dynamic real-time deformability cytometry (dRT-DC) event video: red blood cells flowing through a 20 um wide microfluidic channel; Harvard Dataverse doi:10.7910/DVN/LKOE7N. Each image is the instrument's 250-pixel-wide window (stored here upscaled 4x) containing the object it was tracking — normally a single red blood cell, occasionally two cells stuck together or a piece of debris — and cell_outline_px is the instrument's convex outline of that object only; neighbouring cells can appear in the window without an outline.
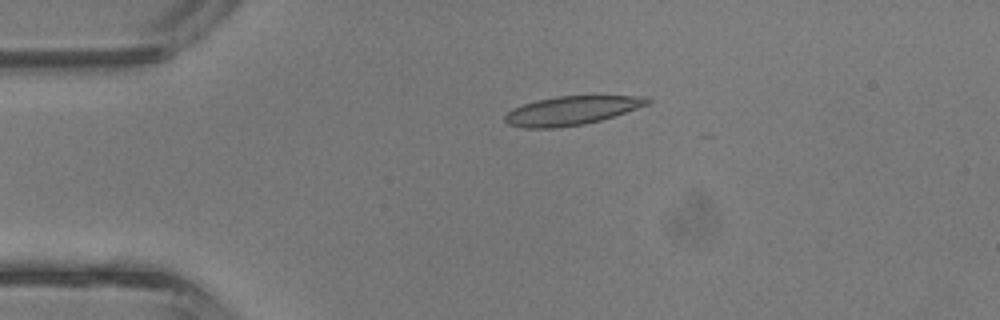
{"species": "common noctule bat (a hibernating species)", "species_latin": "Nyctalus noctula", "temperature_condition": "room temperature", "stored_images_in_passage": 9, "camera_frame_rate_fps": 3000, "um_per_image_px": 0.085, "animal": {"sex": "male", "body_mass_g": 13.3}, "frame": {"image": 1, "passage_image": 1, "time_ms": 0.0, "image_size_px": [1000, 320], "cell_outline_px": [[652, 104], [600, 120], [584, 124], [556, 128], [524, 128], [508, 124], [504, 120], [504, 116], [512, 108], [536, 100], [556, 96], [648, 96], [652, 100]], "centroid_in_image_um": [48.61, 9.39], "position_along_channel_um": 36.4, "area_um2": 24.04}}
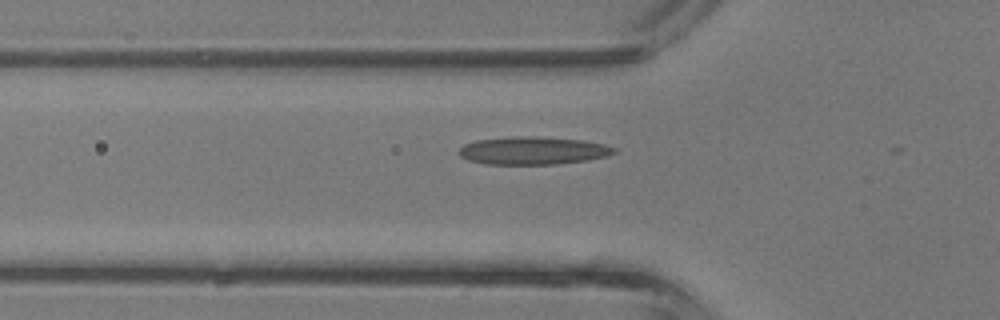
{"frame": {"image": 2, "passage_image": 6, "time_ms": 1.667, "image_size_px": [1000, 320], "cell_outline_px": [[616, 152], [608, 156], [588, 160], [556, 164], [484, 164], [468, 160], [460, 156], [456, 152], [464, 144], [476, 140], [520, 136], [536, 136], [584, 140], [604, 144], [616, 148]], "centroid_in_image_um": [45.3, 12.8], "position_along_channel_um": 80.5, "area_um2": 25.32}}
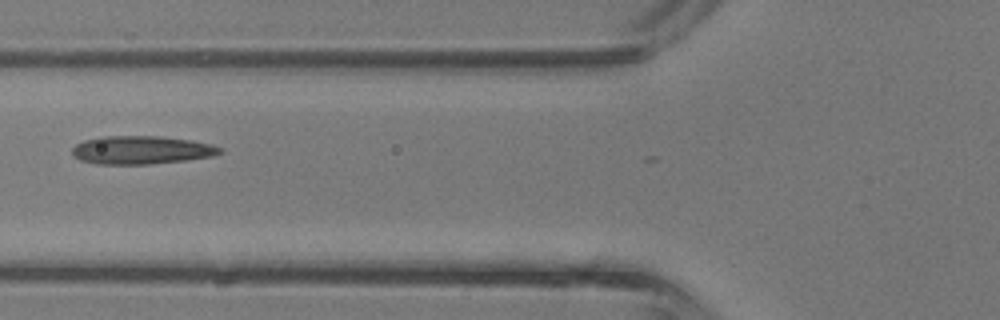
{"frame": {"image": 3, "passage_image": 8, "time_ms": 2.333, "image_size_px": [1000, 320], "cell_outline_px": [[224, 152], [212, 156], [188, 160], [148, 164], [96, 164], [80, 160], [72, 156], [72, 148], [76, 144], [84, 140], [100, 136], [160, 136], [192, 140], [212, 144], [224, 148]], "centroid_in_image_um": [12.04, 12.75], "position_along_channel_um": 113.8, "area_um2": 24.62}}